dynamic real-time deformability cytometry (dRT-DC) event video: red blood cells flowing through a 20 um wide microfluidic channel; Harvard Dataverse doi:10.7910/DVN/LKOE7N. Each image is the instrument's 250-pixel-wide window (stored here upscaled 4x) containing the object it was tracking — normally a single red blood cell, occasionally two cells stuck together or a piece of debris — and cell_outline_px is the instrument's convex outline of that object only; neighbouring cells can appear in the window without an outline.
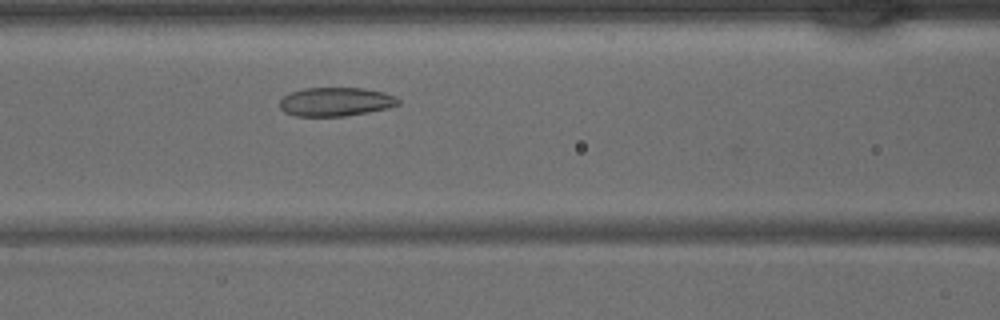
{"species": "common noctule bat (a hibernating species)", "species_latin": "Nyctalus noctula", "temperature_condition": "warm", "stored_images_in_passage": 32, "camera_frame_rate_fps": 3000, "um_per_image_px": 0.085, "animal": {"sex": "male", "body_mass_g": 15.6}, "frame": {"image": 1, "passage_image": 7, "time_ms": 2.0, "image_size_px": [1000, 320], "cell_outline_px": [[400, 104], [388, 108], [344, 116], [296, 116], [284, 112], [280, 108], [280, 100], [284, 96], [292, 92], [304, 88], [364, 88], [384, 92], [396, 96], [400, 100]], "centroid_in_image_um": [28.55, 8.65], "position_along_channel_um": 138.0, "area_um2": 19.88}}
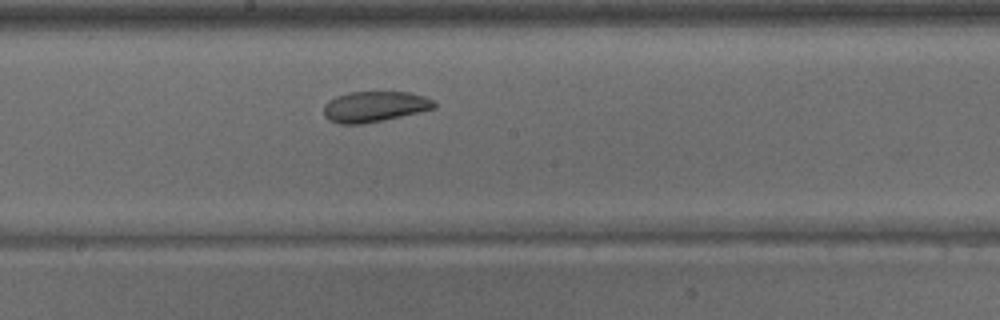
{"frame": {"image": 2, "passage_image": 12, "time_ms": 3.667, "image_size_px": [1000, 320], "cell_outline_px": [[436, 108], [400, 116], [360, 124], [340, 124], [328, 120], [324, 116], [324, 104], [328, 100], [336, 96], [348, 92], [408, 92], [424, 96], [432, 100], [436, 104]], "centroid_in_image_um": [31.79, 9.05], "position_along_channel_um": 216.4, "area_um2": 19.59}}
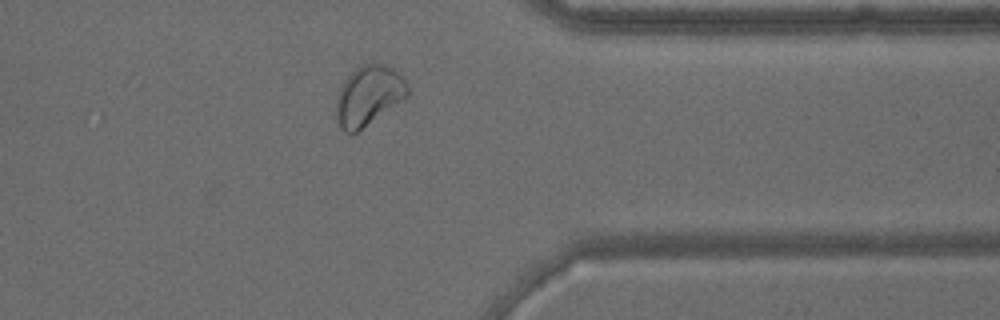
{"frame": {"image": 3, "passage_image": 23, "time_ms": 7.333, "image_size_px": [1000, 320], "cell_outline_px": [[408, 96], [352, 136], [344, 132], [340, 128], [336, 116], [336, 96], [344, 80], [360, 64], [384, 64], [392, 68], [404, 80], [408, 88]], "centroid_in_image_um": [31.29, 8.16], "position_along_channel_um": 380.1, "area_um2": 24.8}}